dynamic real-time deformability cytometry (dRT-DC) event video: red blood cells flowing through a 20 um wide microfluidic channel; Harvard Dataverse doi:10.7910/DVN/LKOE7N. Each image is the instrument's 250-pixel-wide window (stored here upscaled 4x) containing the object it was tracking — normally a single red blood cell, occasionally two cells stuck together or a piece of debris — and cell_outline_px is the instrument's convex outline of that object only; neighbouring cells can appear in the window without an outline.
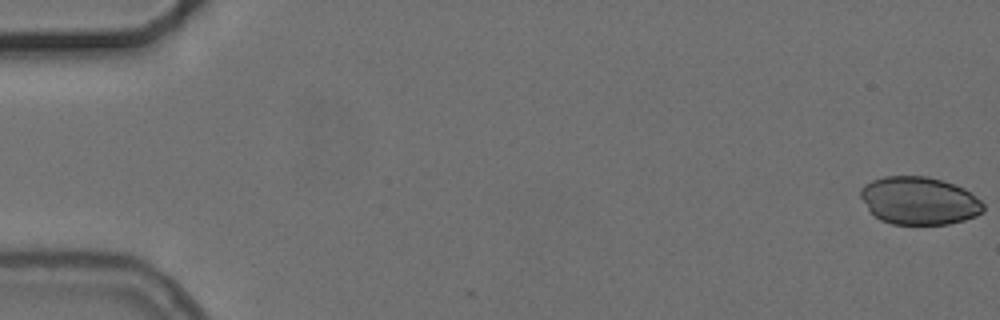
{"species": "common noctule bat (a hibernating species)", "species_latin": "Nyctalus noctula", "temperature_condition": "cold", "stored_images_in_passage": 3, "camera_frame_rate_fps": 3000, "um_per_image_px": 0.085, "animal": {"sex": "female", "body_mass_g": 24.6, "forearm_length_mm": 56.2}, "frame": {"image": 1, "passage_image": 1, "time_ms": 0.0, "image_size_px": [1000, 320], "cell_outline_px": [[984, 212], [976, 216], [964, 220], [948, 224], [892, 224], [880, 220], [868, 208], [860, 196], [860, 188], [864, 184], [872, 180], [884, 176], [928, 176], [964, 188], [980, 200], [984, 204]], "centroid_in_image_um": [78.13, 17.06], "position_along_channel_um": 6.9, "area_um2": 34.16}}